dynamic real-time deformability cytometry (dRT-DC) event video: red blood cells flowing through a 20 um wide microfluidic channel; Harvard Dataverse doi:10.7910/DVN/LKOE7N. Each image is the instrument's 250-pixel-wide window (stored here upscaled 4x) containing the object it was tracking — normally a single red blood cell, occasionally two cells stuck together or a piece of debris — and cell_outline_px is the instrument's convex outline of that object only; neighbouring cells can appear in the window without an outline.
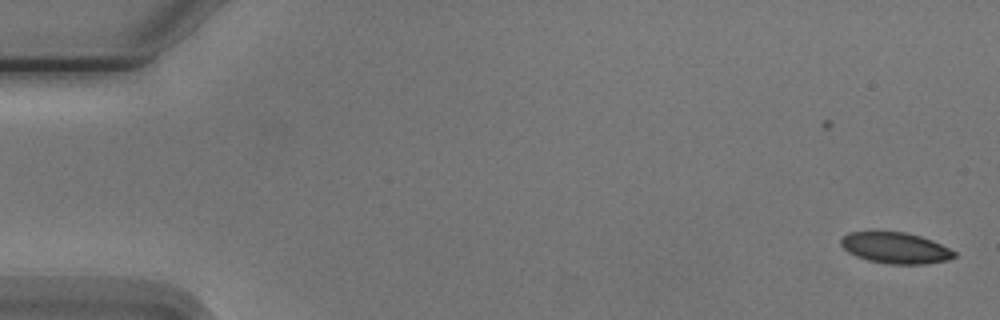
{"species": "Egyptian fruit bat (a non-hibernating species)", "species_latin": "Rousettus aegyptiacus", "temperature_condition": "cold", "stored_images_in_passage": 6, "camera_frame_rate_fps": 3000, "um_per_image_px": 0.085, "animal": {"sex": "male"}, "frame": {"image": 1, "passage_image": 6, "time_ms": 6.667, "image_size_px": [1000, 320], "cell_outline_px": [[956, 256], [948, 260], [924, 264], [888, 264], [868, 260], [856, 256], [848, 252], [840, 244], [840, 240], [848, 232], [904, 232], [920, 236], [932, 240], [956, 252]], "centroid_in_image_um": [76.11, 21.08], "position_along_channel_um": 8.9, "area_um2": 20.4}}